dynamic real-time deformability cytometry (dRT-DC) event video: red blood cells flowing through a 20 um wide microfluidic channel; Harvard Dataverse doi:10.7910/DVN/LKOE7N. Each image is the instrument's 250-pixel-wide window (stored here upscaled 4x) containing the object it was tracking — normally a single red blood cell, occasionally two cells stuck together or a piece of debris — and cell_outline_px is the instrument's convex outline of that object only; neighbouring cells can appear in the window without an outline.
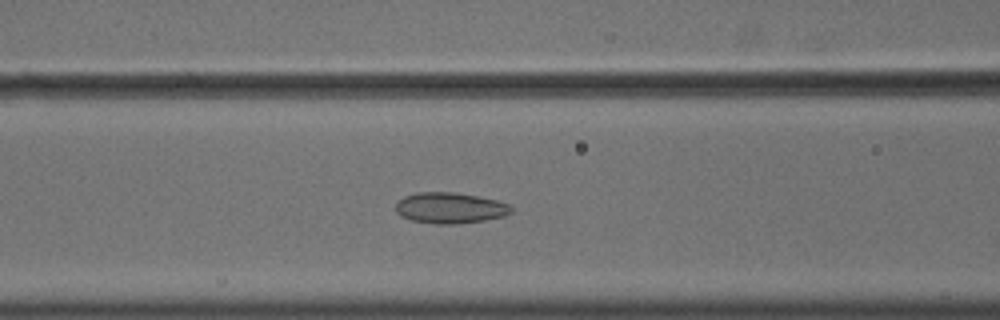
{"species": "common noctule bat (a hibernating species)", "species_latin": "Nyctalus noctula", "temperature_condition": "cold", "stored_images_in_passage": 48, "camera_frame_rate_fps": 3000, "um_per_image_px": 0.085, "animal": {"sex": "male", "body_mass_g": 18.8}, "frame": {"image": 1, "passage_image": 25, "time_ms": 8.0, "image_size_px": [1000, 320], "cell_outline_px": [[512, 212], [504, 216], [484, 220], [452, 224], [436, 224], [412, 220], [400, 216], [396, 212], [396, 204], [404, 196], [416, 192], [456, 192], [496, 200], [508, 204], [512, 208]], "centroid_in_image_um": [38.23, 17.67], "position_along_channel_um": 128.4, "area_um2": 20.69}}
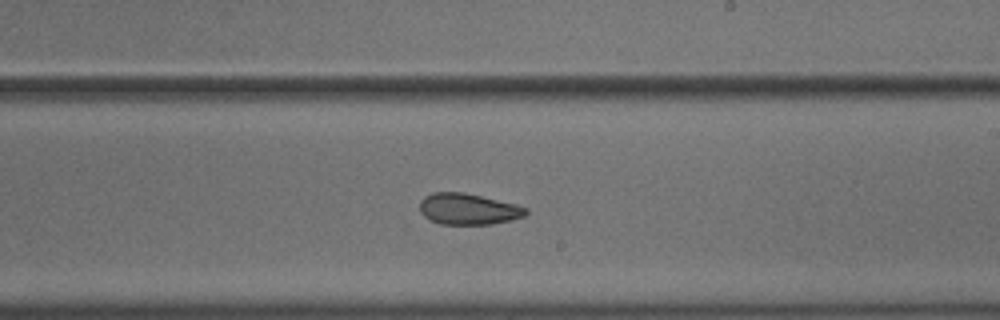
{"frame": {"image": 2, "passage_image": 35, "time_ms": 11.333, "image_size_px": [1000, 320], "cell_outline_px": [[528, 212], [524, 216], [512, 220], [492, 224], [440, 224], [424, 216], [420, 212], [420, 200], [424, 196], [432, 192], [464, 192], [516, 204], [528, 208]], "centroid_in_image_um": [39.8, 17.76], "position_along_channel_um": 249.2, "area_um2": 19.36}}
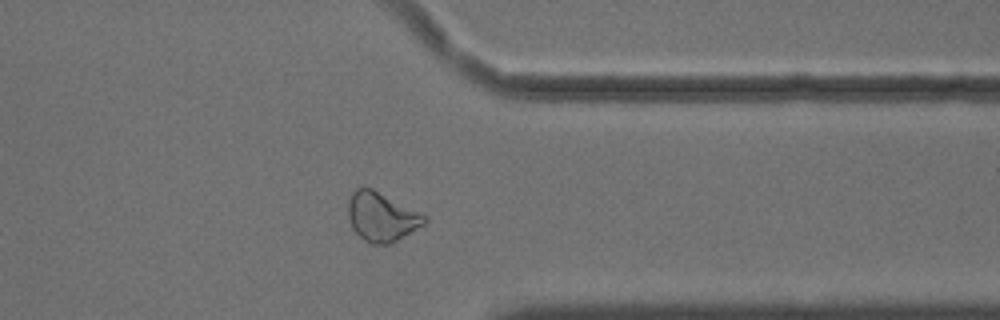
{"frame": {"image": 3, "passage_image": 46, "time_ms": 15.0, "image_size_px": [1000, 320], "cell_outline_px": [[428, 220], [424, 224], [396, 240], [388, 244], [372, 244], [364, 240], [352, 228], [348, 220], [348, 200], [352, 192], [356, 188], [372, 188], [428, 216]], "centroid_in_image_um": [32.41, 18.42], "position_along_channel_um": 379.0, "area_um2": 21.68}}